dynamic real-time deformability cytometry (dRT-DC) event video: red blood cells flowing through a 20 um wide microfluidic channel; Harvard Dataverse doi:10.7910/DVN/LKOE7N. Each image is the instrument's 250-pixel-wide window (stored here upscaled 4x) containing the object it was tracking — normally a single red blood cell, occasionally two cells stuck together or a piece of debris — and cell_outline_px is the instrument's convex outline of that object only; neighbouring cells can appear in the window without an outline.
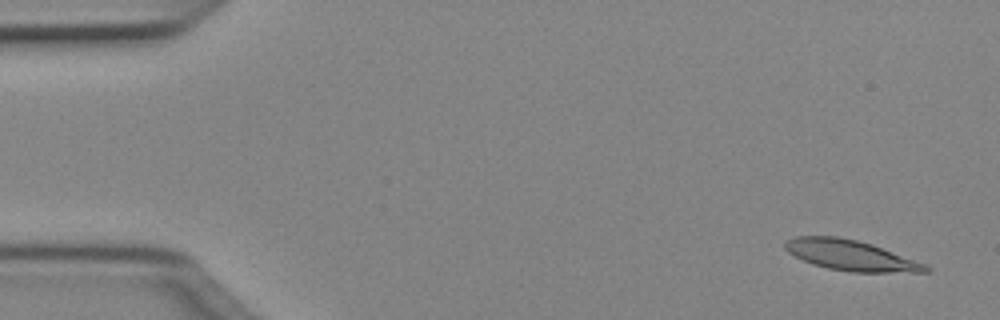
{"species": "Egyptian fruit bat (a non-hibernating species)", "species_latin": "Rousettus aegyptiacus", "temperature_condition": "cold", "stored_images_in_passage": 48, "camera_frame_rate_fps": 3000, "um_per_image_px": 0.085, "animal": {"sex": "female"}, "frame": {"image": 1, "passage_image": 1, "time_ms": 0.0, "image_size_px": [1000, 320], "cell_outline_px": [[932, 272], [848, 272], [828, 268], [812, 264], [788, 252], [784, 248], [784, 240], [796, 236], [836, 236], [856, 240], [872, 244], [924, 264], [932, 268]], "centroid_in_image_um": [72.28, 21.7], "position_along_channel_um": 12.7, "area_um2": 24.8}}
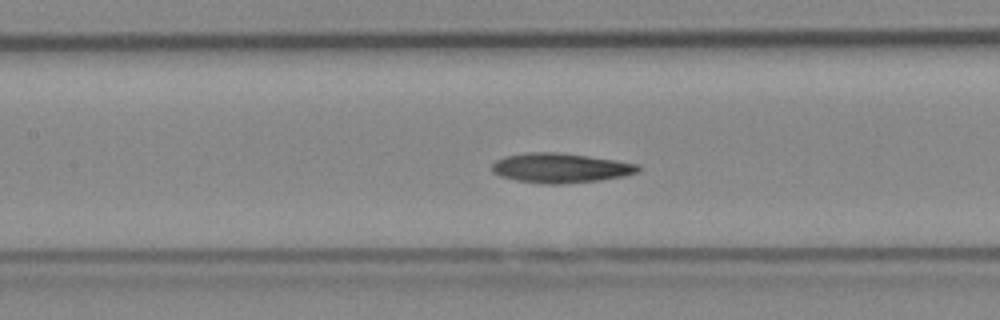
{"frame": {"image": 2, "passage_image": 21, "time_ms": 6.667, "image_size_px": [1000, 320], "cell_outline_px": [[640, 172], [624, 176], [600, 180], [564, 184], [544, 184], [516, 180], [500, 176], [492, 172], [492, 164], [496, 160], [504, 156], [528, 152], [560, 152], [616, 160], [640, 164]], "centroid_in_image_um": [47.65, 14.27], "position_along_channel_um": 159.7, "area_um2": 25.49}}
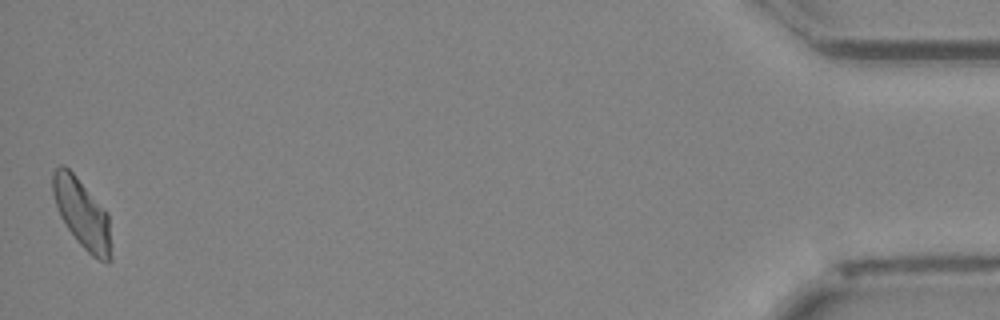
{"frame": {"image": 3, "passage_image": 48, "time_ms": 15.667, "image_size_px": [1000, 320], "cell_outline_px": [[112, 260], [108, 264], [92, 256], [76, 240], [60, 216], [52, 192], [52, 172], [60, 164], [64, 164], [76, 176], [108, 212], [112, 256]], "centroid_in_image_um": [6.99, 18.17], "position_along_channel_um": 428.2, "area_um2": 23.64}, "authors_computed_cell_mechanics": {"area_um2": 24.5072, "velocity_mm_per_s": 4.0194, "shape_relaxation_time_tau1_ms": 6.1507, "shape_relaxation_time_tau2_ms": null, "deformation_change_tau1": 0.1969, "deformation_change_tau2": null}}